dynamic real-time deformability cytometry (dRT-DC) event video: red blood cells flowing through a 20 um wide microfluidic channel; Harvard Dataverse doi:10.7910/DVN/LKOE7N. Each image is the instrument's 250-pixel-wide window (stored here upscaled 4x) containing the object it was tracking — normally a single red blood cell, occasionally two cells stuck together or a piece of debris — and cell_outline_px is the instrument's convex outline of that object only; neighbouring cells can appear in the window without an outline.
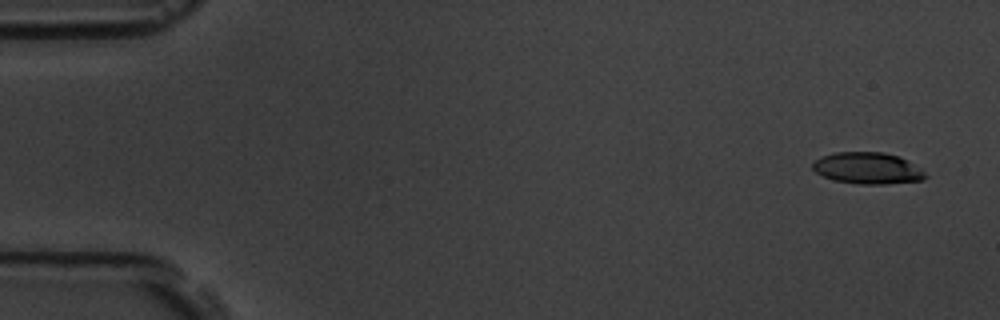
{"species": "common noctule bat (a hibernating species)", "species_latin": "Nyctalus noctula", "temperature_condition": "room temperature", "stored_images_in_passage": 5, "camera_frame_rate_fps": 3000, "um_per_image_px": 0.085, "animal": {"sex": "male", "body_mass_g": 19.5, "forearm_length_mm": 54.6}, "frame": {"image": 1, "passage_image": 1, "time_ms": 0.0, "image_size_px": [1000, 320], "cell_outline_px": [[928, 176], [924, 180], [884, 184], [860, 184], [836, 180], [824, 176], [816, 172], [812, 168], [812, 164], [820, 156], [836, 152], [884, 152], [900, 156], [924, 172]], "centroid_in_image_um": [73.74, 14.29], "position_along_channel_um": 11.3, "area_um2": 20.58}}
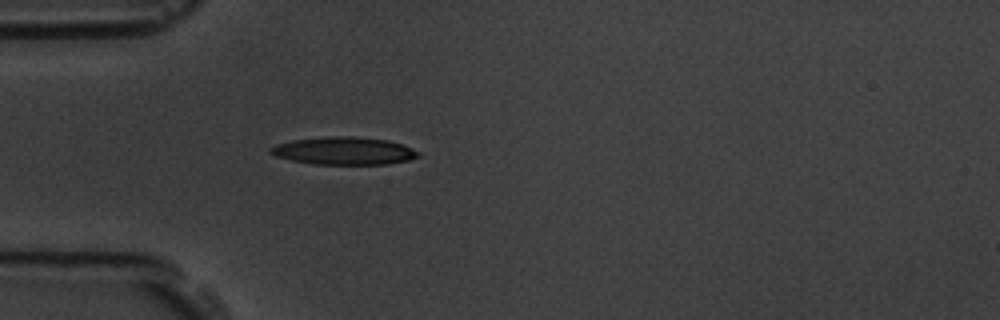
{"frame": {"image": 2, "passage_image": 5, "time_ms": 4.667, "image_size_px": [1000, 320], "cell_outline_px": [[420, 156], [408, 160], [388, 164], [312, 164], [292, 160], [276, 156], [268, 152], [268, 148], [276, 144], [292, 140], [328, 136], [352, 136], [388, 140], [412, 148], [420, 152]], "centroid_in_image_um": [29.22, 12.82], "position_along_channel_um": 55.8, "area_um2": 23.87}}